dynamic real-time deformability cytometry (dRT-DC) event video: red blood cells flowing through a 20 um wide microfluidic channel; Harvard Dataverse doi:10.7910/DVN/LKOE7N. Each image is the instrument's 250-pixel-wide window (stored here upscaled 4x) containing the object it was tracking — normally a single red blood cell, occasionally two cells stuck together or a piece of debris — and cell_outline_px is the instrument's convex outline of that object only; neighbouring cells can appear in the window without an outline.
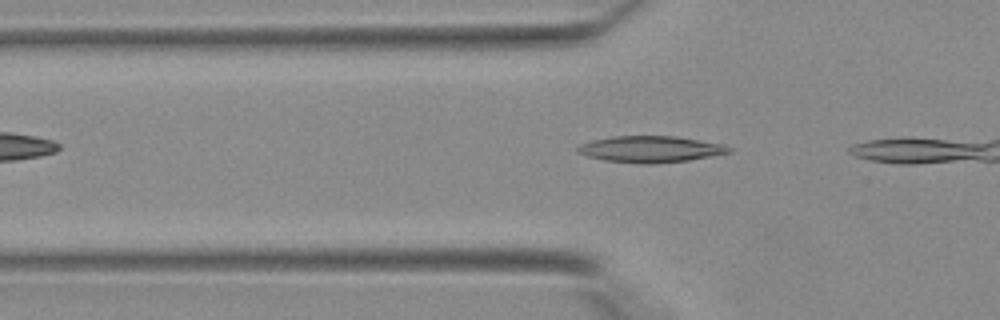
{"species": "Egyptian fruit bat (a non-hibernating species)", "species_latin": "Rousettus aegyptiacus", "temperature_condition": "warm", "stored_images_in_passage": 5, "camera_frame_rate_fps": 3000, "um_per_image_px": 0.085, "animal": {"sex": "female"}, "frame": {"image": 1, "passage_image": 3, "time_ms": 0.667, "image_size_px": [1000, 320], "cell_outline_px": [[732, 152], [712, 156], [688, 160], [652, 164], [644, 164], [604, 160], [588, 156], [576, 152], [576, 148], [580, 144], [592, 140], [612, 136], [676, 136], [724, 144], [732, 148]], "centroid_in_image_um": [55.3, 12.67], "position_along_channel_um": 70.5, "area_um2": 23.35}}